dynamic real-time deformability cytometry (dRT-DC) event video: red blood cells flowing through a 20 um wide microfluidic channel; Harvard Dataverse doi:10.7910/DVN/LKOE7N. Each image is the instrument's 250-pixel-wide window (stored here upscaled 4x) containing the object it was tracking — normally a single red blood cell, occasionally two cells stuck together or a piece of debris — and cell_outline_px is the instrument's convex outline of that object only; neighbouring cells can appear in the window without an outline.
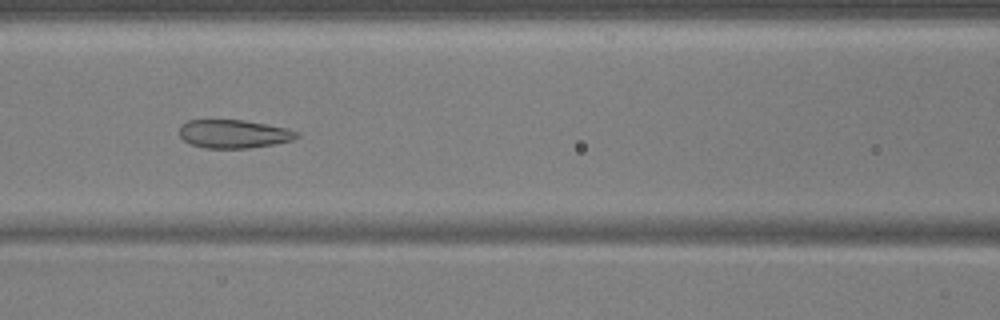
{"species": "common noctule bat (a hibernating species)", "species_latin": "Nyctalus noctula", "temperature_condition": "warm", "stored_images_in_passage": 54, "camera_frame_rate_fps": 3000, "um_per_image_px": 0.085, "animal": {"sex": "male", "body_mass_g": 17.9, "forearm_length_mm": 54.2}, "frame": {"image": 1, "passage_image": 24, "time_ms": 7.667, "image_size_px": [1000, 320], "cell_outline_px": [[300, 136], [292, 140], [272, 144], [248, 148], [204, 148], [192, 144], [184, 140], [180, 136], [180, 124], [188, 120], [244, 120], [288, 128], [300, 132]], "centroid_in_image_um": [19.88, 11.37], "position_along_channel_um": 146.7, "area_um2": 19.42}}
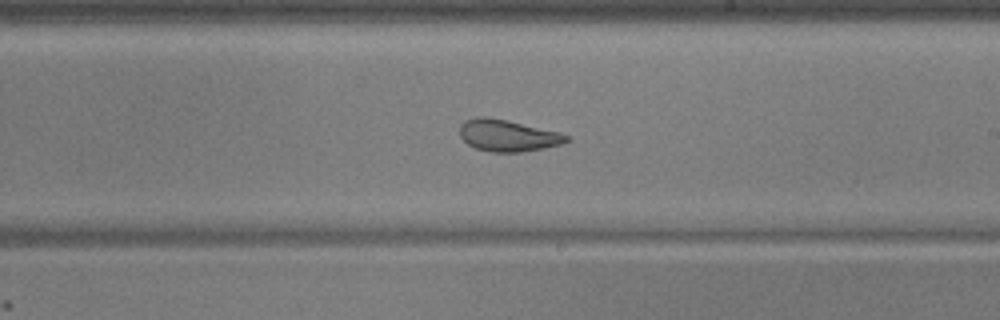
{"frame": {"image": 2, "passage_image": 32, "time_ms": 10.333, "image_size_px": [1000, 320], "cell_outline_px": [[568, 140], [564, 144], [524, 152], [492, 152], [476, 148], [468, 144], [460, 136], [460, 124], [464, 120], [476, 116], [488, 116], [508, 120], [560, 132], [568, 136]], "centroid_in_image_um": [43.15, 11.51], "position_along_channel_um": 245.8, "area_um2": 19.94}}
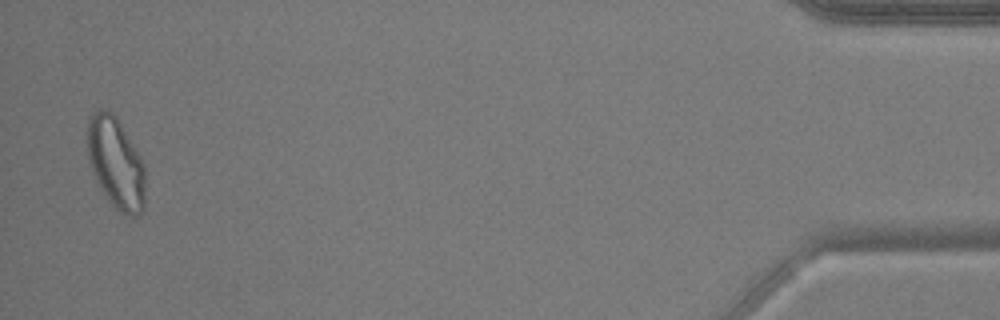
{"frame": {"image": 3, "passage_image": 53, "time_ms": 17.333, "image_size_px": [1000, 320], "cell_outline_px": [[144, 208], [136, 216], [124, 216], [108, 200], [100, 188], [92, 172], [88, 160], [88, 120], [92, 112], [100, 108], [104, 108], [112, 112], [116, 116], [140, 156], [144, 164]], "centroid_in_image_um": [9.83, 13.85], "position_along_channel_um": 425.4, "area_um2": 30.75}, "authors_computed_cell_mechanics": {"area_um2": 24.3049, "velocity_mm_per_s": 3.7334, "shape_relaxation_time_tau1_ms": null, "shape_relaxation_time_tau2_ms": 1.4123, "deformation_change_tau1": null, "deformation_change_tau2": 0.0648}}